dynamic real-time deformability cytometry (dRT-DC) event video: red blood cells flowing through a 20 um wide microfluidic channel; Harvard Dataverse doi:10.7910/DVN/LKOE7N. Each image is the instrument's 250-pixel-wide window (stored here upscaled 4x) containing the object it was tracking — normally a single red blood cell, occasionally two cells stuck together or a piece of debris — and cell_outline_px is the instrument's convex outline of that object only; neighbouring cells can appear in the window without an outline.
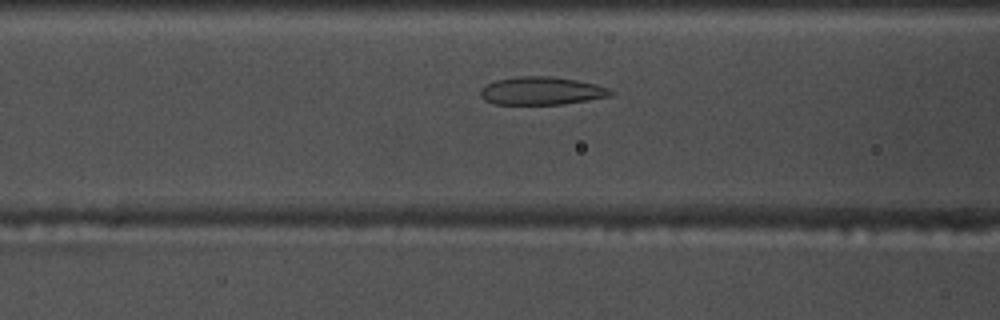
{"species": "common noctule bat (a hibernating species)", "species_latin": "Nyctalus noctula", "temperature_condition": "warm", "stored_images_in_passage": 35, "camera_frame_rate_fps": 3000, "um_per_image_px": 0.085, "animal": {"sex": "male", "body_mass_g": 17.5, "forearm_length_mm": 52.3}, "frame": {"image": 1, "passage_image": 8, "time_ms": 2.333, "image_size_px": [1000, 320], "cell_outline_px": [[612, 92], [608, 96], [588, 100], [560, 104], [492, 104], [484, 100], [480, 96], [480, 88], [496, 80], [520, 76], [552, 76], [576, 80], [596, 84], [608, 88]], "centroid_in_image_um": [45.97, 7.72], "position_along_channel_um": 120.6, "area_um2": 21.1}}
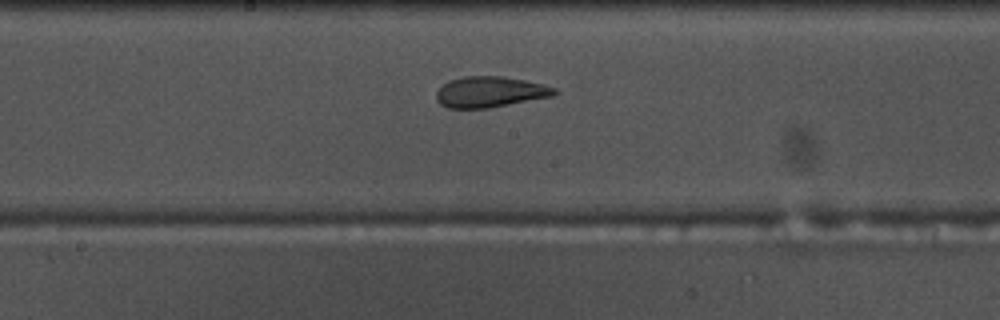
{"frame": {"image": 2, "passage_image": 15, "time_ms": 4.667, "image_size_px": [1000, 320], "cell_outline_px": [[560, 92], [552, 96], [488, 108], [448, 108], [440, 104], [436, 100], [436, 92], [448, 80], [460, 76], [500, 76], [524, 80], [544, 84], [556, 88]], "centroid_in_image_um": [41.64, 7.81], "position_along_channel_um": 206.6, "area_um2": 21.27}}
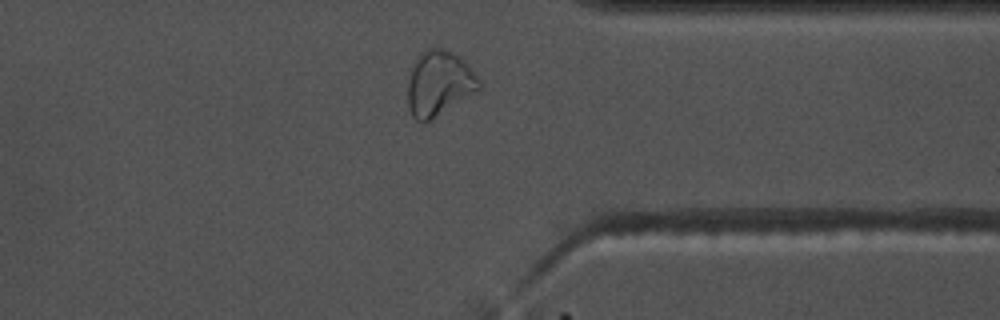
{"frame": {"image": 3, "passage_image": 29, "time_ms": 9.333, "image_size_px": [1000, 320], "cell_outline_px": [[480, 88], [428, 120], [416, 120], [412, 116], [408, 104], [408, 80], [412, 68], [420, 52], [424, 48], [440, 48], [452, 52], [460, 56], [464, 60], [480, 80]], "centroid_in_image_um": [37.29, 7.02], "position_along_channel_um": 374.1, "area_um2": 26.24}, "authors_computed_cell_mechanics": {"area_um2": 21.386, "velocity_mm_per_s": 3.6978, "shape_relaxation_time_tau1_ms": null, "shape_relaxation_time_tau2_ms": 1.4445, "deformation_change_tau1": null, "deformation_change_tau2": 0.0986}}